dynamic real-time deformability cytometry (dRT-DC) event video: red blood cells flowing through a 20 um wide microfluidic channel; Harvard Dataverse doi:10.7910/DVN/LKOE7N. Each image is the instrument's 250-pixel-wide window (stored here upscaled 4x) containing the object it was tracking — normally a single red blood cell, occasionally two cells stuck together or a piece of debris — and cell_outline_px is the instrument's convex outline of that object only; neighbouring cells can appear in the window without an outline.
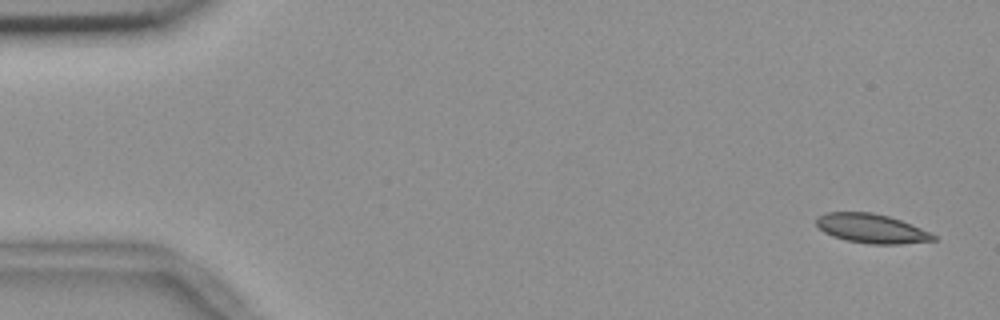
{"species": "common noctule bat (a hibernating species)", "species_latin": "Nyctalus noctula", "temperature_condition": "room temperature", "stored_images_in_passage": 5, "camera_frame_rate_fps": 3000, "um_per_image_px": 0.085, "animal": {"sex": "female", "body_mass_g": 18.4}, "frame": {"image": 1, "passage_image": 1, "time_ms": 0.0, "image_size_px": [1000, 320], "cell_outline_px": [[936, 240], [900, 244], [868, 244], [844, 240], [832, 236], [824, 232], [816, 224], [816, 216], [824, 212], [872, 212], [888, 216], [900, 220], [920, 228], [936, 236]], "centroid_in_image_um": [74.02, 19.42], "position_along_channel_um": 11.0, "area_um2": 19.94}}
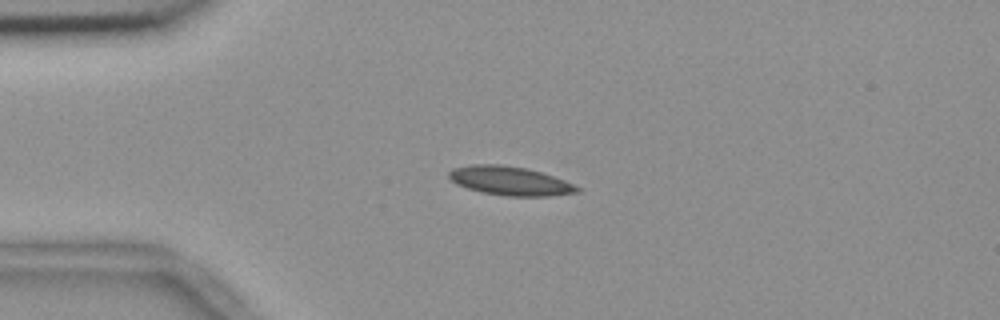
{"frame": {"image": 2, "passage_image": 4, "time_ms": 1.0, "image_size_px": [1000, 320], "cell_outline_px": [[580, 192], [548, 196], [508, 196], [480, 192], [456, 184], [448, 176], [448, 172], [452, 168], [472, 164], [500, 164], [528, 168], [564, 180], [580, 188]], "centroid_in_image_um": [43.32, 15.37], "position_along_channel_um": 41.7, "area_um2": 21.56}}